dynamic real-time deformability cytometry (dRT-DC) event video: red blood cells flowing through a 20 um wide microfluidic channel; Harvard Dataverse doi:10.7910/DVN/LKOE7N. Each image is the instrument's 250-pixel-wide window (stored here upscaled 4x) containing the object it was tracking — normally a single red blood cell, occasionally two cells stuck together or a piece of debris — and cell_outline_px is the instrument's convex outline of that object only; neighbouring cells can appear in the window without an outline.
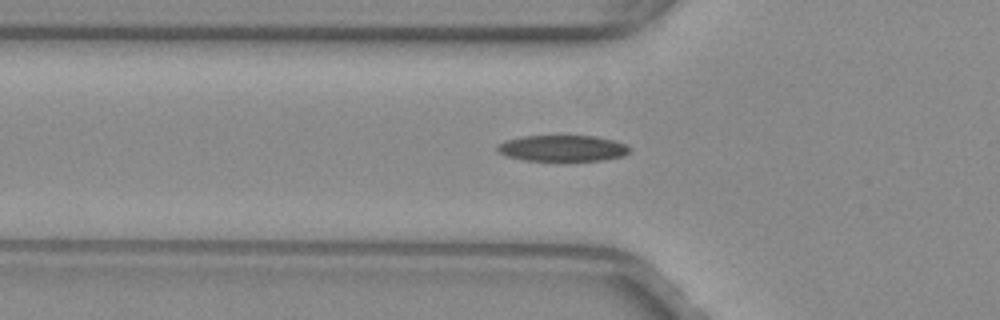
{"species": "common noctule bat (a hibernating species)", "species_latin": "Nyctalus noctula", "temperature_condition": "warm", "stored_images_in_passage": 41, "camera_frame_rate_fps": 3000, "um_per_image_px": 0.085, "animal": {"sex": "female", "body_mass_g": 29.2, "forearm_length_mm": 56.3}, "frame": {"image": 1, "passage_image": 10, "time_ms": 3.0, "image_size_px": [1000, 320], "cell_outline_px": [[628, 152], [624, 156], [604, 160], [524, 160], [508, 156], [500, 152], [496, 148], [500, 144], [508, 140], [524, 136], [596, 136], [612, 140], [624, 144], [628, 148]], "centroid_in_image_um": [47.83, 12.6], "position_along_channel_um": 78.0, "area_um2": 19.65}}
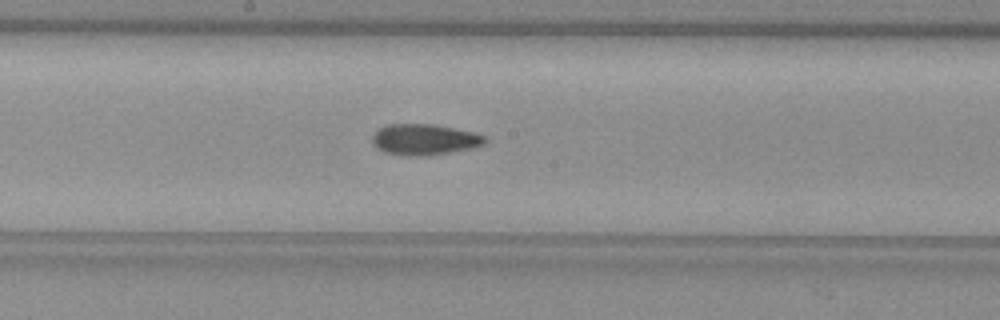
{"frame": {"image": 2, "passage_image": 20, "time_ms": 6.333, "image_size_px": [1000, 320], "cell_outline_px": [[488, 140], [484, 144], [472, 148], [428, 156], [412, 156], [384, 152], [376, 148], [372, 144], [372, 136], [380, 128], [388, 124], [432, 124], [476, 132], [484, 136]], "centroid_in_image_um": [36.08, 11.86], "position_along_channel_um": 212.1, "area_um2": 20.4}}
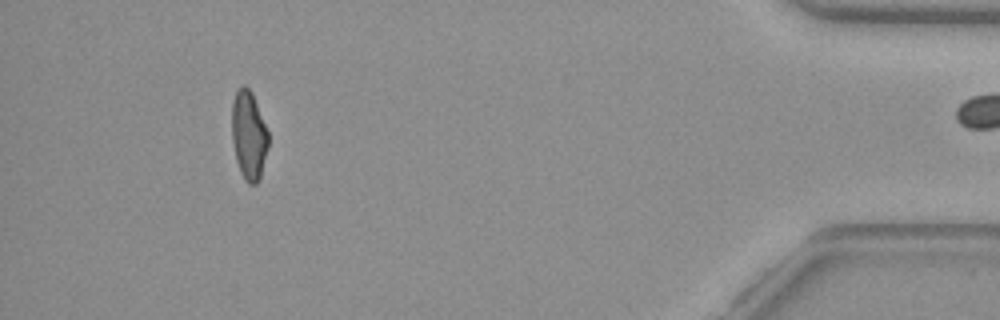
{"frame": {"image": 3, "passage_image": 40, "time_ms": 13.0, "image_size_px": [1000, 320], "cell_outline_px": [[268, 148], [260, 176], [256, 184], [248, 184], [244, 180], [240, 172], [236, 160], [232, 140], [232, 100], [236, 88], [244, 84], [252, 92], [268, 132]], "centroid_in_image_um": [21.13, 11.47], "position_along_channel_um": 414.1, "area_um2": 18.96}}